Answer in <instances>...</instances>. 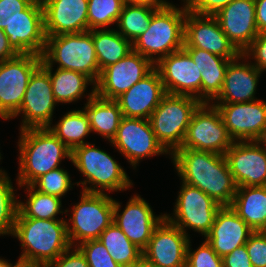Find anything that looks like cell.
<instances>
[{
    "instance_id": "obj_28",
    "label": "cell",
    "mask_w": 266,
    "mask_h": 267,
    "mask_svg": "<svg viewBox=\"0 0 266 267\" xmlns=\"http://www.w3.org/2000/svg\"><path fill=\"white\" fill-rule=\"evenodd\" d=\"M231 208L254 231H266V186H241Z\"/></svg>"
},
{
    "instance_id": "obj_33",
    "label": "cell",
    "mask_w": 266,
    "mask_h": 267,
    "mask_svg": "<svg viewBox=\"0 0 266 267\" xmlns=\"http://www.w3.org/2000/svg\"><path fill=\"white\" fill-rule=\"evenodd\" d=\"M71 151L86 144L85 137L91 133L90 117L83 110H71L56 125L48 127Z\"/></svg>"
},
{
    "instance_id": "obj_20",
    "label": "cell",
    "mask_w": 266,
    "mask_h": 267,
    "mask_svg": "<svg viewBox=\"0 0 266 267\" xmlns=\"http://www.w3.org/2000/svg\"><path fill=\"white\" fill-rule=\"evenodd\" d=\"M120 204L114 200L113 222L133 244L143 251L148 245L153 230L165 215L155 216L149 203L138 195L131 197L119 214Z\"/></svg>"
},
{
    "instance_id": "obj_4",
    "label": "cell",
    "mask_w": 266,
    "mask_h": 267,
    "mask_svg": "<svg viewBox=\"0 0 266 267\" xmlns=\"http://www.w3.org/2000/svg\"><path fill=\"white\" fill-rule=\"evenodd\" d=\"M186 12V5L181 8L173 4L161 6L153 14L148 29L132 43V50L156 63L183 49Z\"/></svg>"
},
{
    "instance_id": "obj_40",
    "label": "cell",
    "mask_w": 266,
    "mask_h": 267,
    "mask_svg": "<svg viewBox=\"0 0 266 267\" xmlns=\"http://www.w3.org/2000/svg\"><path fill=\"white\" fill-rule=\"evenodd\" d=\"M190 243L189 240L186 267H223L222 258L206 240L194 251L191 250Z\"/></svg>"
},
{
    "instance_id": "obj_34",
    "label": "cell",
    "mask_w": 266,
    "mask_h": 267,
    "mask_svg": "<svg viewBox=\"0 0 266 267\" xmlns=\"http://www.w3.org/2000/svg\"><path fill=\"white\" fill-rule=\"evenodd\" d=\"M161 6L164 5L124 4L116 24L117 31L133 43L148 29L153 14Z\"/></svg>"
},
{
    "instance_id": "obj_6",
    "label": "cell",
    "mask_w": 266,
    "mask_h": 267,
    "mask_svg": "<svg viewBox=\"0 0 266 267\" xmlns=\"http://www.w3.org/2000/svg\"><path fill=\"white\" fill-rule=\"evenodd\" d=\"M42 65L58 63L60 69L88 76L95 84L100 70L92 39V30L46 37Z\"/></svg>"
},
{
    "instance_id": "obj_7",
    "label": "cell",
    "mask_w": 266,
    "mask_h": 267,
    "mask_svg": "<svg viewBox=\"0 0 266 267\" xmlns=\"http://www.w3.org/2000/svg\"><path fill=\"white\" fill-rule=\"evenodd\" d=\"M200 104L195 97L167 93L151 114L152 130L169 155L181 148L193 113Z\"/></svg>"
},
{
    "instance_id": "obj_3",
    "label": "cell",
    "mask_w": 266,
    "mask_h": 267,
    "mask_svg": "<svg viewBox=\"0 0 266 267\" xmlns=\"http://www.w3.org/2000/svg\"><path fill=\"white\" fill-rule=\"evenodd\" d=\"M12 236L21 242L18 260L46 266L56 260L71 244L66 219H36L17 217Z\"/></svg>"
},
{
    "instance_id": "obj_35",
    "label": "cell",
    "mask_w": 266,
    "mask_h": 267,
    "mask_svg": "<svg viewBox=\"0 0 266 267\" xmlns=\"http://www.w3.org/2000/svg\"><path fill=\"white\" fill-rule=\"evenodd\" d=\"M28 192L27 201L25 203L19 201V212L17 217H29L36 219H58V213L61 211V198L45 194L36 190L32 185H26Z\"/></svg>"
},
{
    "instance_id": "obj_26",
    "label": "cell",
    "mask_w": 266,
    "mask_h": 267,
    "mask_svg": "<svg viewBox=\"0 0 266 267\" xmlns=\"http://www.w3.org/2000/svg\"><path fill=\"white\" fill-rule=\"evenodd\" d=\"M248 59L243 53L230 61L227 66L224 84L214 104L244 103L258 100L255 98L256 87L260 74L252 63H245ZM244 59V63L238 62Z\"/></svg>"
},
{
    "instance_id": "obj_52",
    "label": "cell",
    "mask_w": 266,
    "mask_h": 267,
    "mask_svg": "<svg viewBox=\"0 0 266 267\" xmlns=\"http://www.w3.org/2000/svg\"><path fill=\"white\" fill-rule=\"evenodd\" d=\"M130 267H155V266L152 265V264H150V263H148V262H146V261L142 258L139 262L135 263L134 265H132V266H130Z\"/></svg>"
},
{
    "instance_id": "obj_44",
    "label": "cell",
    "mask_w": 266,
    "mask_h": 267,
    "mask_svg": "<svg viewBox=\"0 0 266 267\" xmlns=\"http://www.w3.org/2000/svg\"><path fill=\"white\" fill-rule=\"evenodd\" d=\"M67 249L56 260L51 261L45 267H89L85 255L75 246ZM72 250V251H70Z\"/></svg>"
},
{
    "instance_id": "obj_46",
    "label": "cell",
    "mask_w": 266,
    "mask_h": 267,
    "mask_svg": "<svg viewBox=\"0 0 266 267\" xmlns=\"http://www.w3.org/2000/svg\"><path fill=\"white\" fill-rule=\"evenodd\" d=\"M223 267H252L246 245L235 248L231 253L222 257Z\"/></svg>"
},
{
    "instance_id": "obj_55",
    "label": "cell",
    "mask_w": 266,
    "mask_h": 267,
    "mask_svg": "<svg viewBox=\"0 0 266 267\" xmlns=\"http://www.w3.org/2000/svg\"><path fill=\"white\" fill-rule=\"evenodd\" d=\"M262 142L265 144V146H266V134H265V136H264V138L262 139Z\"/></svg>"
},
{
    "instance_id": "obj_56",
    "label": "cell",
    "mask_w": 266,
    "mask_h": 267,
    "mask_svg": "<svg viewBox=\"0 0 266 267\" xmlns=\"http://www.w3.org/2000/svg\"><path fill=\"white\" fill-rule=\"evenodd\" d=\"M0 160H1V153H0ZM1 172H4V170L2 171V169H0V173H1Z\"/></svg>"
},
{
    "instance_id": "obj_16",
    "label": "cell",
    "mask_w": 266,
    "mask_h": 267,
    "mask_svg": "<svg viewBox=\"0 0 266 267\" xmlns=\"http://www.w3.org/2000/svg\"><path fill=\"white\" fill-rule=\"evenodd\" d=\"M183 48H199L226 59L242 53L227 38L215 16L199 15L187 10Z\"/></svg>"
},
{
    "instance_id": "obj_19",
    "label": "cell",
    "mask_w": 266,
    "mask_h": 267,
    "mask_svg": "<svg viewBox=\"0 0 266 267\" xmlns=\"http://www.w3.org/2000/svg\"><path fill=\"white\" fill-rule=\"evenodd\" d=\"M155 68L166 93L192 96L201 102V72L184 49L161 58Z\"/></svg>"
},
{
    "instance_id": "obj_15",
    "label": "cell",
    "mask_w": 266,
    "mask_h": 267,
    "mask_svg": "<svg viewBox=\"0 0 266 267\" xmlns=\"http://www.w3.org/2000/svg\"><path fill=\"white\" fill-rule=\"evenodd\" d=\"M190 237L165 217L155 227L143 259L155 267H186Z\"/></svg>"
},
{
    "instance_id": "obj_24",
    "label": "cell",
    "mask_w": 266,
    "mask_h": 267,
    "mask_svg": "<svg viewBox=\"0 0 266 267\" xmlns=\"http://www.w3.org/2000/svg\"><path fill=\"white\" fill-rule=\"evenodd\" d=\"M88 0H53L43 9L45 36L88 31Z\"/></svg>"
},
{
    "instance_id": "obj_21",
    "label": "cell",
    "mask_w": 266,
    "mask_h": 267,
    "mask_svg": "<svg viewBox=\"0 0 266 267\" xmlns=\"http://www.w3.org/2000/svg\"><path fill=\"white\" fill-rule=\"evenodd\" d=\"M221 29L243 53L257 37L255 0H234L214 15Z\"/></svg>"
},
{
    "instance_id": "obj_14",
    "label": "cell",
    "mask_w": 266,
    "mask_h": 267,
    "mask_svg": "<svg viewBox=\"0 0 266 267\" xmlns=\"http://www.w3.org/2000/svg\"><path fill=\"white\" fill-rule=\"evenodd\" d=\"M111 143L135 168L145 157L169 154L157 140L150 121L143 118L123 117Z\"/></svg>"
},
{
    "instance_id": "obj_41",
    "label": "cell",
    "mask_w": 266,
    "mask_h": 267,
    "mask_svg": "<svg viewBox=\"0 0 266 267\" xmlns=\"http://www.w3.org/2000/svg\"><path fill=\"white\" fill-rule=\"evenodd\" d=\"M245 245L252 267H266V231H254Z\"/></svg>"
},
{
    "instance_id": "obj_47",
    "label": "cell",
    "mask_w": 266,
    "mask_h": 267,
    "mask_svg": "<svg viewBox=\"0 0 266 267\" xmlns=\"http://www.w3.org/2000/svg\"><path fill=\"white\" fill-rule=\"evenodd\" d=\"M255 14L259 33H266V0H255Z\"/></svg>"
},
{
    "instance_id": "obj_8",
    "label": "cell",
    "mask_w": 266,
    "mask_h": 267,
    "mask_svg": "<svg viewBox=\"0 0 266 267\" xmlns=\"http://www.w3.org/2000/svg\"><path fill=\"white\" fill-rule=\"evenodd\" d=\"M113 213L114 199L106 193L82 191L80 202L73 206L72 216L70 215L68 219L71 223L66 221L71 246H77L87 240L98 239L113 222ZM71 224L72 226H70Z\"/></svg>"
},
{
    "instance_id": "obj_17",
    "label": "cell",
    "mask_w": 266,
    "mask_h": 267,
    "mask_svg": "<svg viewBox=\"0 0 266 267\" xmlns=\"http://www.w3.org/2000/svg\"><path fill=\"white\" fill-rule=\"evenodd\" d=\"M233 141H262L266 134V102L213 104Z\"/></svg>"
},
{
    "instance_id": "obj_50",
    "label": "cell",
    "mask_w": 266,
    "mask_h": 267,
    "mask_svg": "<svg viewBox=\"0 0 266 267\" xmlns=\"http://www.w3.org/2000/svg\"><path fill=\"white\" fill-rule=\"evenodd\" d=\"M11 267H45V266L37 264V263L25 262V261L18 260L14 264V266L12 265Z\"/></svg>"
},
{
    "instance_id": "obj_30",
    "label": "cell",
    "mask_w": 266,
    "mask_h": 267,
    "mask_svg": "<svg viewBox=\"0 0 266 267\" xmlns=\"http://www.w3.org/2000/svg\"><path fill=\"white\" fill-rule=\"evenodd\" d=\"M92 39L100 72L132 51V43L114 29H92Z\"/></svg>"
},
{
    "instance_id": "obj_29",
    "label": "cell",
    "mask_w": 266,
    "mask_h": 267,
    "mask_svg": "<svg viewBox=\"0 0 266 267\" xmlns=\"http://www.w3.org/2000/svg\"><path fill=\"white\" fill-rule=\"evenodd\" d=\"M88 94L85 111L90 117L91 132L99 133L104 139L115 138L123 118L122 111L115 100L101 98L95 94V87Z\"/></svg>"
},
{
    "instance_id": "obj_10",
    "label": "cell",
    "mask_w": 266,
    "mask_h": 267,
    "mask_svg": "<svg viewBox=\"0 0 266 267\" xmlns=\"http://www.w3.org/2000/svg\"><path fill=\"white\" fill-rule=\"evenodd\" d=\"M42 64L36 54H18L0 62V117L11 119L20 109L33 72Z\"/></svg>"
},
{
    "instance_id": "obj_38",
    "label": "cell",
    "mask_w": 266,
    "mask_h": 267,
    "mask_svg": "<svg viewBox=\"0 0 266 267\" xmlns=\"http://www.w3.org/2000/svg\"><path fill=\"white\" fill-rule=\"evenodd\" d=\"M71 183L67 170L58 168L40 176L32 186L39 192L61 198L72 188L74 183Z\"/></svg>"
},
{
    "instance_id": "obj_37",
    "label": "cell",
    "mask_w": 266,
    "mask_h": 267,
    "mask_svg": "<svg viewBox=\"0 0 266 267\" xmlns=\"http://www.w3.org/2000/svg\"><path fill=\"white\" fill-rule=\"evenodd\" d=\"M123 5L122 0H88V31L117 23Z\"/></svg>"
},
{
    "instance_id": "obj_22",
    "label": "cell",
    "mask_w": 266,
    "mask_h": 267,
    "mask_svg": "<svg viewBox=\"0 0 266 267\" xmlns=\"http://www.w3.org/2000/svg\"><path fill=\"white\" fill-rule=\"evenodd\" d=\"M4 33L18 54L42 56L46 42L43 9L31 3L4 29Z\"/></svg>"
},
{
    "instance_id": "obj_49",
    "label": "cell",
    "mask_w": 266,
    "mask_h": 267,
    "mask_svg": "<svg viewBox=\"0 0 266 267\" xmlns=\"http://www.w3.org/2000/svg\"><path fill=\"white\" fill-rule=\"evenodd\" d=\"M124 4L164 5L161 0H122Z\"/></svg>"
},
{
    "instance_id": "obj_48",
    "label": "cell",
    "mask_w": 266,
    "mask_h": 267,
    "mask_svg": "<svg viewBox=\"0 0 266 267\" xmlns=\"http://www.w3.org/2000/svg\"><path fill=\"white\" fill-rule=\"evenodd\" d=\"M18 53L11 47L7 35L4 33L3 29H0V62L9 60Z\"/></svg>"
},
{
    "instance_id": "obj_27",
    "label": "cell",
    "mask_w": 266,
    "mask_h": 267,
    "mask_svg": "<svg viewBox=\"0 0 266 267\" xmlns=\"http://www.w3.org/2000/svg\"><path fill=\"white\" fill-rule=\"evenodd\" d=\"M201 72V103H210L220 94L225 72L230 61L219 55L199 48H183Z\"/></svg>"
},
{
    "instance_id": "obj_51",
    "label": "cell",
    "mask_w": 266,
    "mask_h": 267,
    "mask_svg": "<svg viewBox=\"0 0 266 267\" xmlns=\"http://www.w3.org/2000/svg\"><path fill=\"white\" fill-rule=\"evenodd\" d=\"M32 4L35 6L44 9L47 5H49L53 0H30Z\"/></svg>"
},
{
    "instance_id": "obj_53",
    "label": "cell",
    "mask_w": 266,
    "mask_h": 267,
    "mask_svg": "<svg viewBox=\"0 0 266 267\" xmlns=\"http://www.w3.org/2000/svg\"><path fill=\"white\" fill-rule=\"evenodd\" d=\"M9 261L0 258V267H11L12 263H8Z\"/></svg>"
},
{
    "instance_id": "obj_25",
    "label": "cell",
    "mask_w": 266,
    "mask_h": 267,
    "mask_svg": "<svg viewBox=\"0 0 266 267\" xmlns=\"http://www.w3.org/2000/svg\"><path fill=\"white\" fill-rule=\"evenodd\" d=\"M254 232L231 206H221L205 240L221 258L246 244Z\"/></svg>"
},
{
    "instance_id": "obj_54",
    "label": "cell",
    "mask_w": 266,
    "mask_h": 267,
    "mask_svg": "<svg viewBox=\"0 0 266 267\" xmlns=\"http://www.w3.org/2000/svg\"><path fill=\"white\" fill-rule=\"evenodd\" d=\"M163 2L164 5H171V3L167 2L166 0H161ZM185 3L184 5L187 4L188 0H183Z\"/></svg>"
},
{
    "instance_id": "obj_13",
    "label": "cell",
    "mask_w": 266,
    "mask_h": 267,
    "mask_svg": "<svg viewBox=\"0 0 266 267\" xmlns=\"http://www.w3.org/2000/svg\"><path fill=\"white\" fill-rule=\"evenodd\" d=\"M154 68V62L132 50L123 59L100 72L95 84V94L104 99L115 100Z\"/></svg>"
},
{
    "instance_id": "obj_11",
    "label": "cell",
    "mask_w": 266,
    "mask_h": 267,
    "mask_svg": "<svg viewBox=\"0 0 266 267\" xmlns=\"http://www.w3.org/2000/svg\"><path fill=\"white\" fill-rule=\"evenodd\" d=\"M176 199L174 216L164 214L165 218L187 234L185 228L205 236L210 232L221 205L201 189L182 182ZM173 217V218H172Z\"/></svg>"
},
{
    "instance_id": "obj_31",
    "label": "cell",
    "mask_w": 266,
    "mask_h": 267,
    "mask_svg": "<svg viewBox=\"0 0 266 267\" xmlns=\"http://www.w3.org/2000/svg\"><path fill=\"white\" fill-rule=\"evenodd\" d=\"M49 71L53 95L57 103H72L79 100L86 91L87 85L95 87V83L86 75L57 68L52 72V66H44Z\"/></svg>"
},
{
    "instance_id": "obj_1",
    "label": "cell",
    "mask_w": 266,
    "mask_h": 267,
    "mask_svg": "<svg viewBox=\"0 0 266 267\" xmlns=\"http://www.w3.org/2000/svg\"><path fill=\"white\" fill-rule=\"evenodd\" d=\"M172 162L182 182L201 189L221 206H230L237 185L225 155L179 148Z\"/></svg>"
},
{
    "instance_id": "obj_42",
    "label": "cell",
    "mask_w": 266,
    "mask_h": 267,
    "mask_svg": "<svg viewBox=\"0 0 266 267\" xmlns=\"http://www.w3.org/2000/svg\"><path fill=\"white\" fill-rule=\"evenodd\" d=\"M30 4V0H0V29L9 26Z\"/></svg>"
},
{
    "instance_id": "obj_45",
    "label": "cell",
    "mask_w": 266,
    "mask_h": 267,
    "mask_svg": "<svg viewBox=\"0 0 266 267\" xmlns=\"http://www.w3.org/2000/svg\"><path fill=\"white\" fill-rule=\"evenodd\" d=\"M234 0H188L186 7L192 13L214 16Z\"/></svg>"
},
{
    "instance_id": "obj_18",
    "label": "cell",
    "mask_w": 266,
    "mask_h": 267,
    "mask_svg": "<svg viewBox=\"0 0 266 267\" xmlns=\"http://www.w3.org/2000/svg\"><path fill=\"white\" fill-rule=\"evenodd\" d=\"M225 157L237 187L266 186V146L262 141H234Z\"/></svg>"
},
{
    "instance_id": "obj_12",
    "label": "cell",
    "mask_w": 266,
    "mask_h": 267,
    "mask_svg": "<svg viewBox=\"0 0 266 267\" xmlns=\"http://www.w3.org/2000/svg\"><path fill=\"white\" fill-rule=\"evenodd\" d=\"M58 104L54 98L49 71L41 64L32 74L18 112L23 120L20 130L48 128L52 124L54 108Z\"/></svg>"
},
{
    "instance_id": "obj_36",
    "label": "cell",
    "mask_w": 266,
    "mask_h": 267,
    "mask_svg": "<svg viewBox=\"0 0 266 267\" xmlns=\"http://www.w3.org/2000/svg\"><path fill=\"white\" fill-rule=\"evenodd\" d=\"M7 173H0V236L12 235L19 212V200Z\"/></svg>"
},
{
    "instance_id": "obj_9",
    "label": "cell",
    "mask_w": 266,
    "mask_h": 267,
    "mask_svg": "<svg viewBox=\"0 0 266 267\" xmlns=\"http://www.w3.org/2000/svg\"><path fill=\"white\" fill-rule=\"evenodd\" d=\"M234 143L218 108L201 103L193 113L181 148L225 155Z\"/></svg>"
},
{
    "instance_id": "obj_39",
    "label": "cell",
    "mask_w": 266,
    "mask_h": 267,
    "mask_svg": "<svg viewBox=\"0 0 266 267\" xmlns=\"http://www.w3.org/2000/svg\"><path fill=\"white\" fill-rule=\"evenodd\" d=\"M77 247L85 255L89 267H121L99 239L84 241Z\"/></svg>"
},
{
    "instance_id": "obj_2",
    "label": "cell",
    "mask_w": 266,
    "mask_h": 267,
    "mask_svg": "<svg viewBox=\"0 0 266 267\" xmlns=\"http://www.w3.org/2000/svg\"><path fill=\"white\" fill-rule=\"evenodd\" d=\"M20 131L19 187L32 185L40 176L60 168L63 158L71 160V150L49 128Z\"/></svg>"
},
{
    "instance_id": "obj_32",
    "label": "cell",
    "mask_w": 266,
    "mask_h": 267,
    "mask_svg": "<svg viewBox=\"0 0 266 267\" xmlns=\"http://www.w3.org/2000/svg\"><path fill=\"white\" fill-rule=\"evenodd\" d=\"M98 239L121 267H130L143 258L142 250L133 244L114 222Z\"/></svg>"
},
{
    "instance_id": "obj_5",
    "label": "cell",
    "mask_w": 266,
    "mask_h": 267,
    "mask_svg": "<svg viewBox=\"0 0 266 267\" xmlns=\"http://www.w3.org/2000/svg\"><path fill=\"white\" fill-rule=\"evenodd\" d=\"M70 161L86 177L84 181L76 182L77 186L80 183L84 186L83 192L126 191L133 186L122 166L95 144L86 142L74 148L71 151ZM88 183L91 185L87 187Z\"/></svg>"
},
{
    "instance_id": "obj_23",
    "label": "cell",
    "mask_w": 266,
    "mask_h": 267,
    "mask_svg": "<svg viewBox=\"0 0 266 267\" xmlns=\"http://www.w3.org/2000/svg\"><path fill=\"white\" fill-rule=\"evenodd\" d=\"M161 76L156 68L121 94L115 101L123 117L150 118L160 101L166 95Z\"/></svg>"
},
{
    "instance_id": "obj_43",
    "label": "cell",
    "mask_w": 266,
    "mask_h": 267,
    "mask_svg": "<svg viewBox=\"0 0 266 267\" xmlns=\"http://www.w3.org/2000/svg\"><path fill=\"white\" fill-rule=\"evenodd\" d=\"M250 59L256 60L252 63L261 73L266 71V33H259L251 45L243 52Z\"/></svg>"
}]
</instances>
